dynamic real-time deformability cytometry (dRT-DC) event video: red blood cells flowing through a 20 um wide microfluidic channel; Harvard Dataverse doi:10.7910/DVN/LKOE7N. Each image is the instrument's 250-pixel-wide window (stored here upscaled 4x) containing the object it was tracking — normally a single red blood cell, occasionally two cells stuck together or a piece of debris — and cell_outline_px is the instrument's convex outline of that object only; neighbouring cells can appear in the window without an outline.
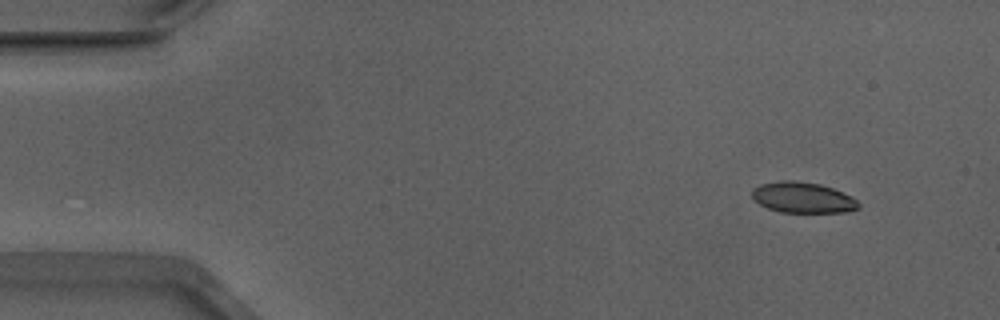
{"species": "Egyptian fruit bat (a non-hibernating species)", "species_latin": "Rousettus aegyptiacus", "temperature_condition": "warm", "stored_images_in_passage": 21, "camera_frame_rate_fps": 3000, "um_per_image_px": 0.085, "animal": {"sex": "male"}, "frame": {"image": 1, "passage_image": 1, "time_ms": 0.0, "image_size_px": [1000, 320], "cell_outline_px": [[860, 208], [844, 212], [780, 212], [768, 208], [752, 200], [752, 188], [760, 184], [784, 180], [788, 180], [820, 184], [832, 188], [852, 196], [860, 204]], "centroid_in_image_um": [68.22, 16.79], "position_along_channel_um": 16.8, "area_um2": 19.07}}
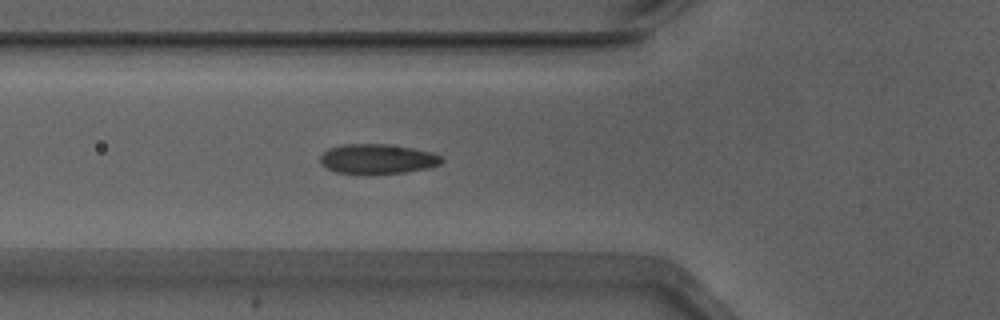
{"frame": {"image": 2, "passage_image": 15, "time_ms": 4.667, "image_size_px": [1000, 320], "cell_outline_px": [[444, 160], [440, 164], [428, 168], [404, 172], [336, 172], [320, 164], [320, 156], [328, 148], [340, 144], [388, 144], [412, 148], [432, 152], [440, 156]], "centroid_in_image_um": [32.08, 13.47], "position_along_channel_um": 93.7, "area_um2": 20.63}}
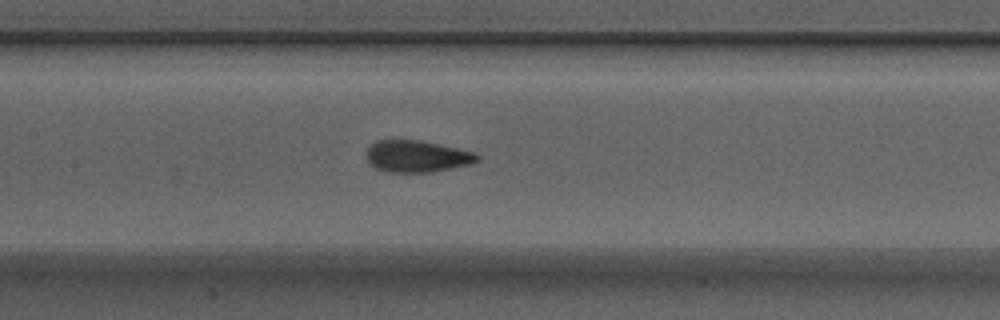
{"frame": {"image": 3, "passage_image": 21, "time_ms": 6.667, "image_size_px": [1000, 320], "cell_outline_px": [[480, 160], [472, 164], [432, 172], [384, 172], [376, 168], [368, 160], [368, 148], [376, 140], [420, 140], [456, 148], [472, 152], [480, 156]], "centroid_in_image_um": [35.46, 13.29], "position_along_channel_um": 171.9, "area_um2": 20.35}}